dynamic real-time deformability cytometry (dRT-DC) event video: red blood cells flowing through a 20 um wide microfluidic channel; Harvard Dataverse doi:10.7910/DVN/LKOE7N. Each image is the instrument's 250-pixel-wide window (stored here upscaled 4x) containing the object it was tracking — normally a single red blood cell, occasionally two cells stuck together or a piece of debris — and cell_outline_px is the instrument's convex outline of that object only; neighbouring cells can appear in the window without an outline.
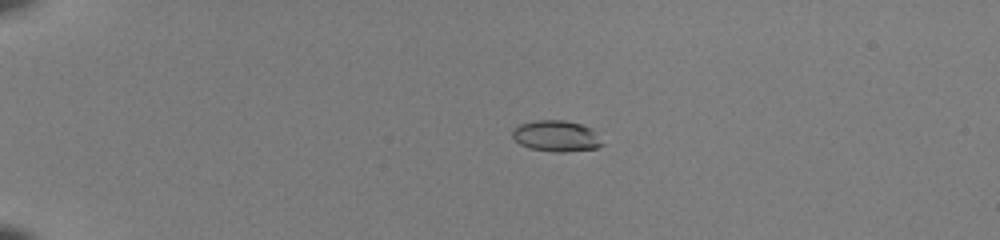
{"species": "common noctule bat (a hibernating species)", "species_latin": "Nyctalus noctula", "temperature_condition": "room temperature", "stored_images_in_passage": 40, "camera_frame_rate_fps": 3000, "um_per_image_px": 0.085, "animal": {"sex": "female", "body_mass_g": 22.0, "forearm_length_mm": 56.7}, "frame": {"image": 1, "passage_image": 1, "time_ms": 0.0, "image_size_px": [1000, 240], "cell_outline_px": [[604, 144], [596, 148], [564, 152], [556, 152], [528, 148], [520, 144], [512, 136], [512, 128], [520, 124], [536, 120], [564, 120], [580, 124], [592, 128]], "centroid_in_image_um": [47.27, 11.56], "position_along_channel_um": 37.7, "area_um2": 16.3}}
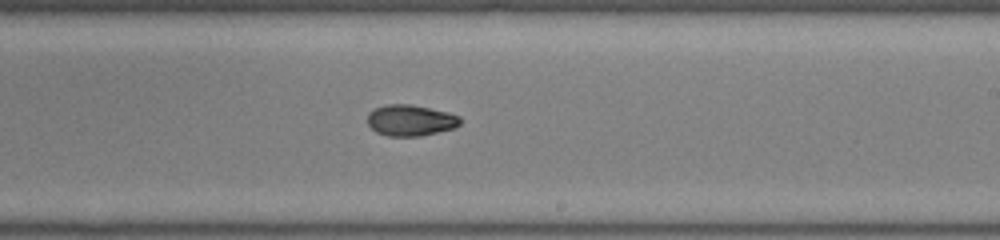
{"frame": {"image": 2, "passage_image": 22, "time_ms": 7.0, "image_size_px": [1000, 240], "cell_outline_px": [[464, 120], [456, 128], [420, 136], [388, 136], [376, 132], [368, 124], [368, 112], [376, 108], [388, 104], [412, 104], [448, 112], [460, 116]], "centroid_in_image_um": [34.94, 10.23], "position_along_channel_um": 254.1, "area_um2": 16.99}}
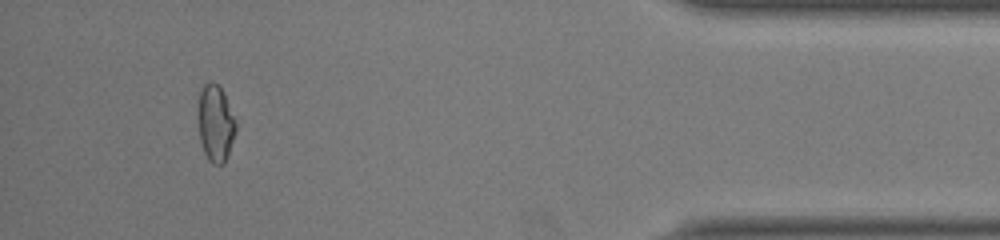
{"frame": {"image": 3, "passage_image": 37, "time_ms": 12.0, "image_size_px": [1000, 240], "cell_outline_px": [[236, 132], [228, 156], [224, 164], [212, 164], [208, 160], [204, 152], [200, 140], [200, 92], [204, 84], [208, 80], [212, 80], [220, 88], [236, 120]], "centroid_in_image_um": [18.35, 10.53], "position_along_channel_um": 416.8, "area_um2": 16.47}, "authors_computed_cell_mechanics": {"area_um2": 16.9065, "velocity_mm_per_s": 4.1032, "shape_relaxation_time_tau1_ms": null, "shape_relaxation_time_tau2_ms": 3.3533, "deformation_change_tau1": null, "deformation_change_tau2": 0.0734}}